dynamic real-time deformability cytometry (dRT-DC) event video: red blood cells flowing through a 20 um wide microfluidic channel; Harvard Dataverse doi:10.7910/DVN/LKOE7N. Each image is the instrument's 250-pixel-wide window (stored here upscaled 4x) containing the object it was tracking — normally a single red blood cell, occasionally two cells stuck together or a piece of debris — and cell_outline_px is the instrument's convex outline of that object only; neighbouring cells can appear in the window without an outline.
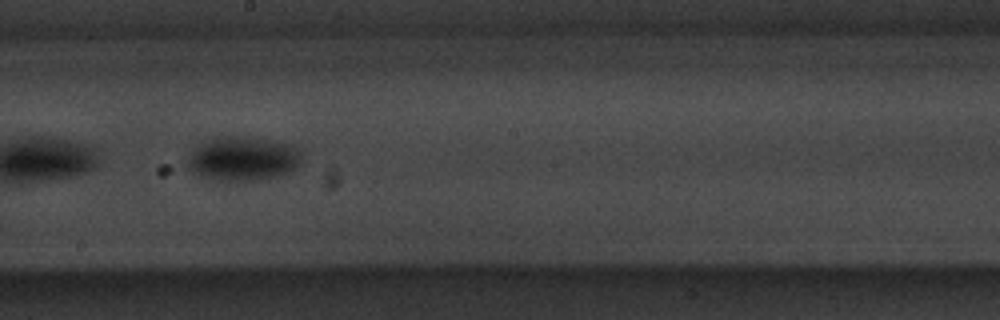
{"species": "common noctule bat (a hibernating species)", "species_latin": "Nyctalus noctula", "temperature_condition": "warm", "stored_images_in_passage": 12, "camera_frame_rate_fps": 3000, "um_per_image_px": 0.085, "animal": {"sex": "male", "body_mass_g": 20.1, "forearm_length_mm": 53.5}, "frame": {"image": 1, "passage_image": 9, "time_ms": 10.333, "image_size_px": [1000, 320], "cell_outline_px": [[300, 160], [296, 168], [288, 172], [276, 176], [256, 180], [216, 180], [200, 176], [192, 172], [188, 168], [188, 156], [192, 148], [216, 136], [244, 136], [292, 144], [300, 152]], "centroid_in_image_um": [20.6, 13.47], "position_along_channel_um": 227.6, "area_um2": 29.3}}